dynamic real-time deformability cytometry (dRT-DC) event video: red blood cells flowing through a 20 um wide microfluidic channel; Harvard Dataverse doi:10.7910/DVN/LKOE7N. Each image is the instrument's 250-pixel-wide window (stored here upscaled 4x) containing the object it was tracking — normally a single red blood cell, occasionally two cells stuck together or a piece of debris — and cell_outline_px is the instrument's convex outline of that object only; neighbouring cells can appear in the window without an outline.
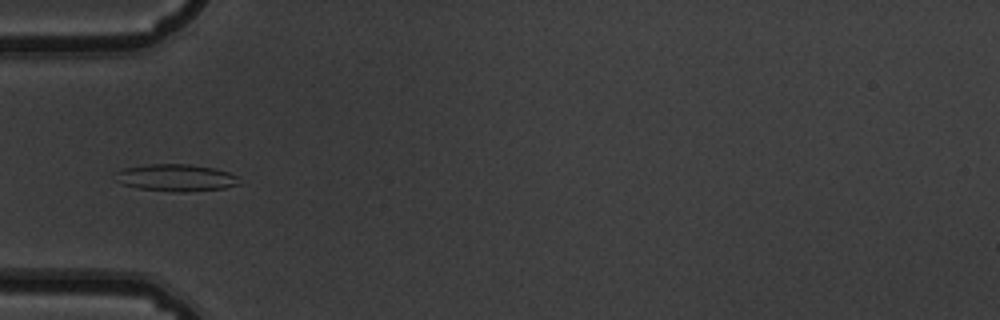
{"species": "common noctule bat (a hibernating species)", "species_latin": "Nyctalus noctula", "temperature_condition": "warm", "stored_images_in_passage": 37, "camera_frame_rate_fps": 3000, "um_per_image_px": 0.085, "animal": {"sex": "male", "body_mass_g": 19.5, "forearm_length_mm": 54.6}, "frame": {"image": 1, "passage_image": 1, "time_ms": 0.0, "image_size_px": [1000, 320], "cell_outline_px": [[240, 184], [224, 188], [184, 192], [176, 192], [136, 188], [124, 184], [116, 172], [124, 168], [148, 164], [188, 164], [212, 168], [228, 172], [236, 176]], "centroid_in_image_um": [15.0, 15.11], "position_along_channel_um": 70.0, "area_um2": 19.13}}
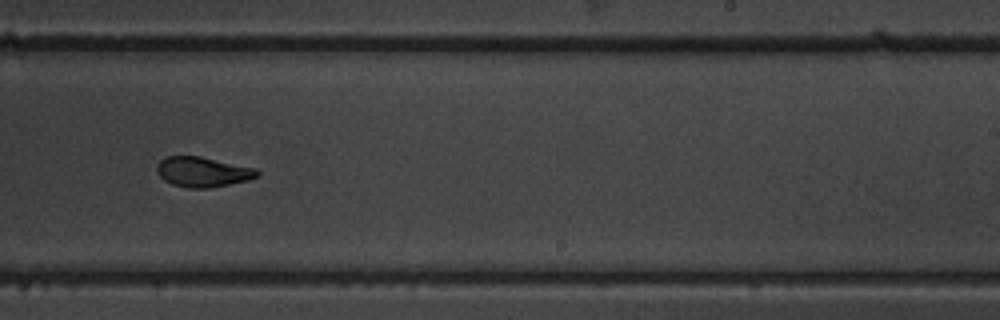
{"frame": {"image": 2, "passage_image": 17, "time_ms": 5.333, "image_size_px": [1000, 320], "cell_outline_px": [[260, 176], [248, 180], [208, 188], [188, 188], [172, 184], [164, 180], [156, 172], [156, 164], [160, 160], [168, 156], [200, 156], [256, 168], [260, 172]], "centroid_in_image_um": [17.23, 14.61], "position_along_channel_um": 271.8, "area_um2": 17.63}}
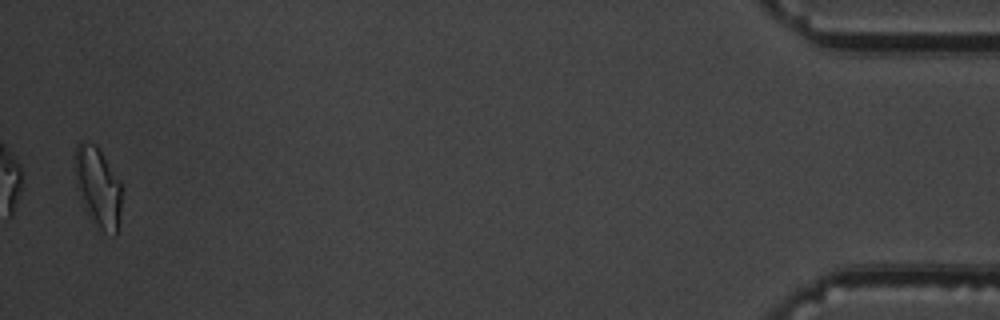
{"frame": {"image": 3, "passage_image": 36, "time_ms": 11.667, "image_size_px": [1000, 320], "cell_outline_px": [[120, 208], [116, 232], [96, 232], [84, 208], [76, 188], [72, 160], [72, 156], [76, 144], [80, 140], [84, 140], [96, 144], [120, 180]], "centroid_in_image_um": [8.23, 15.85], "position_along_channel_um": 427.0, "area_um2": 22.54}, "authors_computed_cell_mechanics": {"area_um2": 18.3226, "velocity_mm_per_s": 3.7964, "shape_relaxation_time_tau1_ms": 4.9756, "shape_relaxation_time_tau2_ms": 1.5441, "deformation_change_tau1": 0.1789, "deformation_change_tau2": 0.0837}}